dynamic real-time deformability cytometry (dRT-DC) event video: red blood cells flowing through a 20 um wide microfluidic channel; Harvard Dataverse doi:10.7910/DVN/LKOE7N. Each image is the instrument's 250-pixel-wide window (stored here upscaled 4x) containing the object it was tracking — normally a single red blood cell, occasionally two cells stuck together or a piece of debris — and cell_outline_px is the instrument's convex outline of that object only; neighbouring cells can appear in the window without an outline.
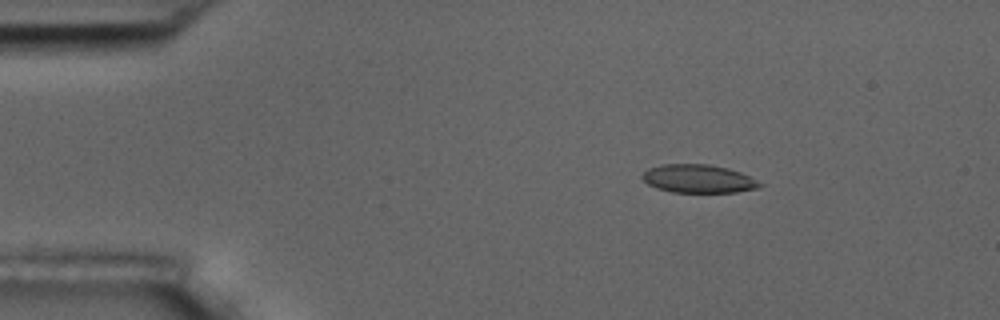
{"species": "common noctule bat (a hibernating species)", "species_latin": "Nyctalus noctula", "temperature_condition": "room temperature", "stored_images_in_passage": 3, "camera_frame_rate_fps": 3000, "um_per_image_px": 0.085, "animal": {"sex": "male", "body_mass_g": 17.5, "forearm_length_mm": 52.3}, "frame": {"image": 1, "passage_image": 2, "time_ms": 1.0, "image_size_px": [1000, 320], "cell_outline_px": [[764, 184], [756, 188], [736, 192], [672, 192], [656, 188], [648, 184], [640, 176], [648, 168], [660, 164], [708, 164], [728, 168], [740, 172]], "centroid_in_image_um": [59.32, 15.18], "position_along_channel_um": 25.7, "area_um2": 19.31}}